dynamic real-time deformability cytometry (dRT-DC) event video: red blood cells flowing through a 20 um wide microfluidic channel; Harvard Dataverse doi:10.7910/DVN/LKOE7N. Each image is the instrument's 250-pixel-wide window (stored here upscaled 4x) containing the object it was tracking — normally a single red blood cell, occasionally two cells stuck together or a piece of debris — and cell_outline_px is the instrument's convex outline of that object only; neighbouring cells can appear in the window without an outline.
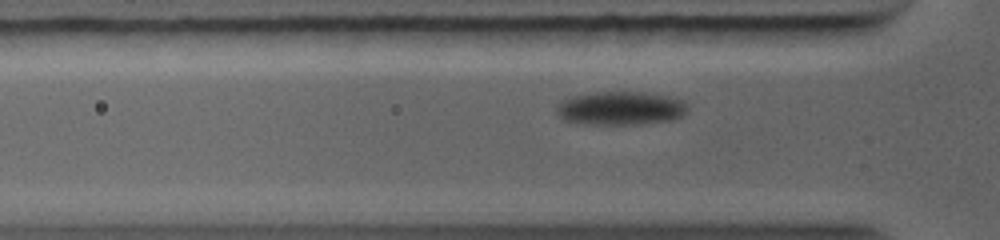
{"species": "common noctule bat (a hibernating species)", "species_latin": "Nyctalus noctula", "temperature_condition": "warm", "stored_images_in_passage": 29, "camera_frame_rate_fps": 5000, "um_per_image_px": 0.085, "animal": {"sex": "female", "body_mass_g": 19.0, "forearm_length_mm": 56.7}, "frame": {"image": 1, "passage_image": 3, "time_ms": 0.6, "image_size_px": [1000, 240], "cell_outline_px": [[688, 112], [672, 120], [640, 124], [592, 124], [564, 120], [556, 112], [556, 104], [560, 100], [572, 96], [596, 92], [644, 92], [668, 96], [680, 100], [688, 104]], "centroid_in_image_um": [52.74, 9.19], "position_along_channel_um": 73.1, "area_um2": 25.66}}
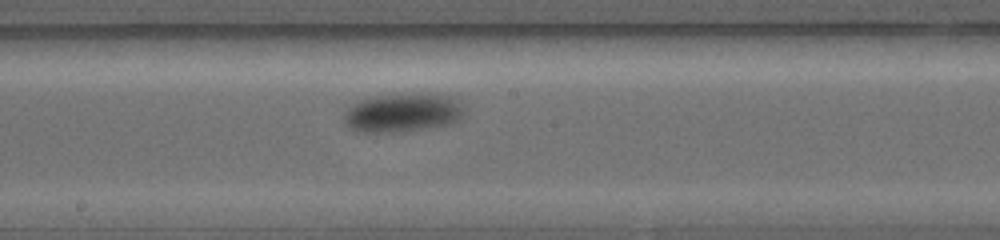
{"frame": {"image": 2, "passage_image": 16, "time_ms": 3.8, "image_size_px": [1000, 240], "cell_outline_px": [[464, 116], [460, 120], [448, 124], [396, 132], [356, 132], [348, 128], [344, 124], [344, 116], [348, 108], [356, 100], [372, 96], [428, 92], [452, 96], [464, 104]], "centroid_in_image_um": [34.24, 9.55], "position_along_channel_um": 214.0, "area_um2": 27.8}}
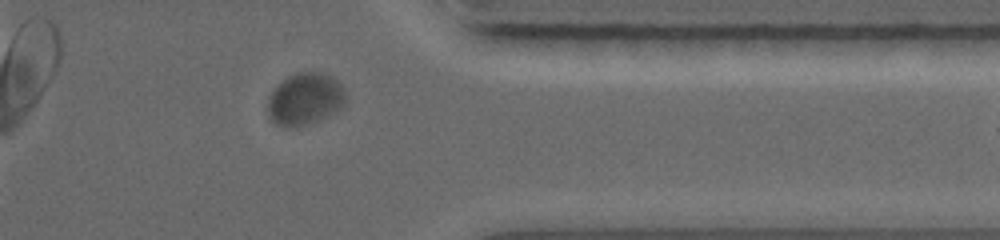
{"frame": {"image": 3, "passage_image": 27, "time_ms": 7.8, "image_size_px": [1000, 240], "cell_outline_px": [[344, 104], [340, 108], [316, 120], [292, 128], [288, 128], [276, 124], [268, 116], [268, 96], [288, 76], [300, 72], [320, 72], [336, 80], [340, 84], [344, 92]], "centroid_in_image_um": [25.88, 8.42], "position_along_channel_um": 385.5, "area_um2": 22.95}}